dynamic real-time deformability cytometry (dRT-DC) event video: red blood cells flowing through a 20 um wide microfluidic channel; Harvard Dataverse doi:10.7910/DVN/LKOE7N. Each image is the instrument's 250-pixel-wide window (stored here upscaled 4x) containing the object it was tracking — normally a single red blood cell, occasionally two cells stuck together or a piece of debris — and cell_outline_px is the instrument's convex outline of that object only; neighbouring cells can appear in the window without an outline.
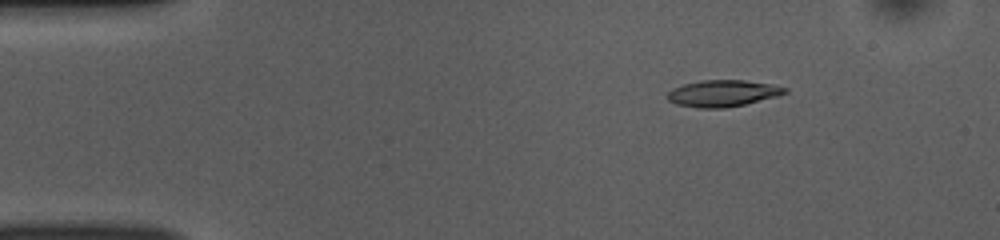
{"species": "common noctule bat (a hibernating species)", "species_latin": "Nyctalus noctula", "temperature_condition": "room temperature", "stored_images_in_passage": 51, "camera_frame_rate_fps": 3000, "um_per_image_px": 0.085, "animal": {"sex": "female", "body_mass_g": 10.0, "forearm_length_mm": 53.1}, "frame": {"image": 1, "passage_image": 7, "time_ms": 2.0, "image_size_px": [1000, 240], "cell_outline_px": [[788, 92], [780, 96], [744, 104], [724, 108], [700, 108], [676, 104], [668, 100], [664, 96], [672, 88], [684, 84], [700, 80], [744, 80], [768, 84], [788, 88]], "centroid_in_image_um": [61.41, 7.93], "position_along_channel_um": 23.6, "area_um2": 18.26}}
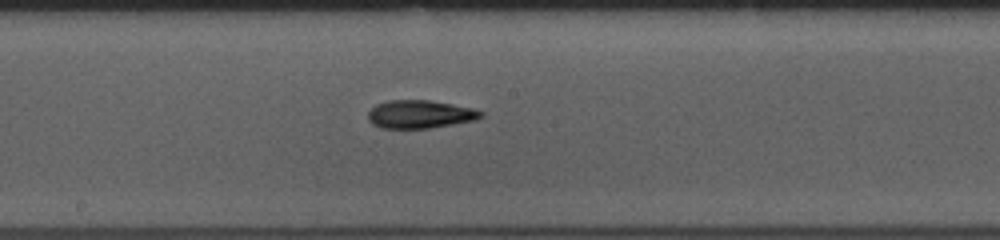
{"frame": {"image": 2, "passage_image": 27, "time_ms": 8.667, "image_size_px": [1000, 240], "cell_outline_px": [[484, 116], [472, 120], [452, 124], [428, 128], [384, 128], [372, 124], [368, 120], [368, 112], [376, 104], [388, 100], [428, 100], [452, 104], [472, 108], [484, 112]], "centroid_in_image_um": [35.67, 9.7], "position_along_channel_um": 212.5, "area_um2": 18.32}}
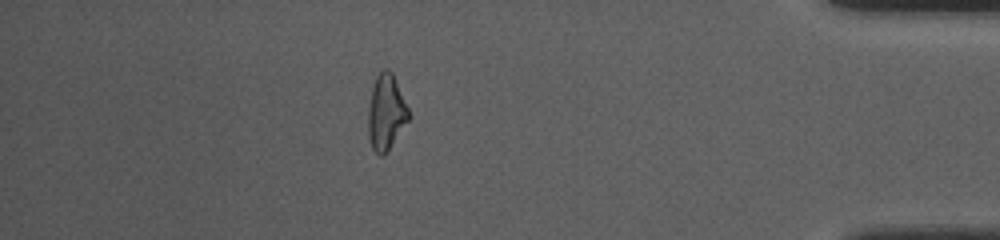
{"frame": {"image": 3, "passage_image": 45, "time_ms": 14.667, "image_size_px": [1000, 240], "cell_outline_px": [[412, 116], [384, 156], [380, 156], [372, 148], [368, 136], [368, 104], [372, 88], [376, 76], [384, 68], [388, 68], [392, 72]], "centroid_in_image_um": [32.82, 9.55], "position_along_channel_um": 402.4, "area_um2": 18.03}, "authors_computed_cell_mechanics": {"area_um2": 18.0336, "velocity_mm_per_s": 3.8608, "shape_relaxation_time_tau1_ms": 4.8351, "shape_relaxation_time_tau2_ms": 5.2785, "deformation_change_tau1": 0.1644, "deformation_change_tau2": 0.1551}}